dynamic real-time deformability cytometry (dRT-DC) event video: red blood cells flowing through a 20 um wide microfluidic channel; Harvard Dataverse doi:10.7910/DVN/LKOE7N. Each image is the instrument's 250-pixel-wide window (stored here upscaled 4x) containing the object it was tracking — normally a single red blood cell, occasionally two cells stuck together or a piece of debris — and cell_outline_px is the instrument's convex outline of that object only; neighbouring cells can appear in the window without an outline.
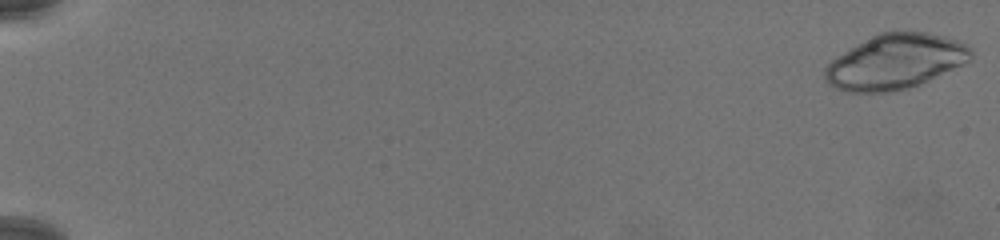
{"species": "common noctule bat (a hibernating species)", "species_latin": "Nyctalus noctula", "temperature_condition": "warm", "stored_images_in_passage": 31, "camera_frame_rate_fps": 3000, "um_per_image_px": 0.085, "animal": {"sex": "female", "body_mass_g": 19.5, "forearm_length_mm": 54.1}, "frame": {"image": 1, "passage_image": 1, "time_ms": 0.0, "image_size_px": [1000, 240], "cell_outline_px": [[972, 56], [968, 60], [920, 84], [908, 88], [884, 92], [848, 92], [836, 88], [828, 84], [824, 80], [824, 68], [836, 56], [856, 44], [880, 32], [928, 32], [960, 40], [968, 44], [972, 48]], "centroid_in_image_um": [76.07, 5.23], "position_along_channel_um": 8.9, "area_um2": 46.41}}